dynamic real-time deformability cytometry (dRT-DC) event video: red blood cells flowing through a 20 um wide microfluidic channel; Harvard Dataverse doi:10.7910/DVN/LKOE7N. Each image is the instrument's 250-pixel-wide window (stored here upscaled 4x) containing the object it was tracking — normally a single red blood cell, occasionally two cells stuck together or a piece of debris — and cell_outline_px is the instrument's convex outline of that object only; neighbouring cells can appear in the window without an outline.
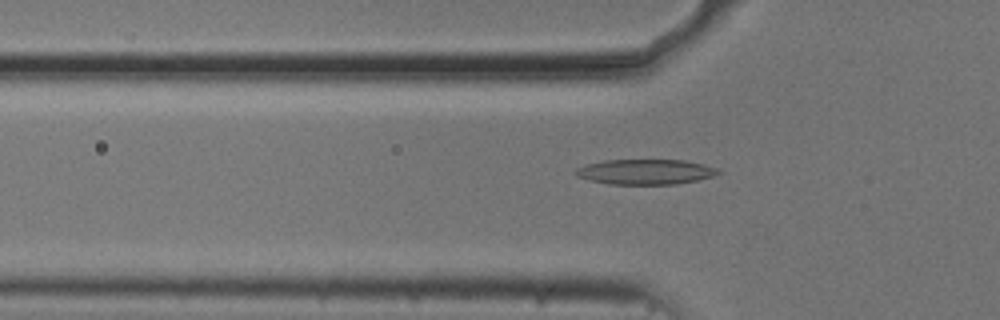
{"species": "common noctule bat (a hibernating species)", "species_latin": "Nyctalus noctula", "temperature_condition": "cold", "stored_images_in_passage": 35, "camera_frame_rate_fps": 3000, "um_per_image_px": 0.085, "animal": {"sex": "male", "body_mass_g": 20.5, "forearm_length_mm": 52.5}, "frame": {"image": 1, "passage_image": 12, "time_ms": 3.667, "image_size_px": [1000, 320], "cell_outline_px": [[724, 172], [712, 176], [696, 180], [676, 184], [612, 184], [588, 180], [576, 176], [572, 172], [576, 168], [584, 164], [604, 160], [684, 160], [704, 164], [716, 168]], "centroid_in_image_um": [54.82, 14.6], "position_along_channel_um": 71.0, "area_um2": 21.04}}
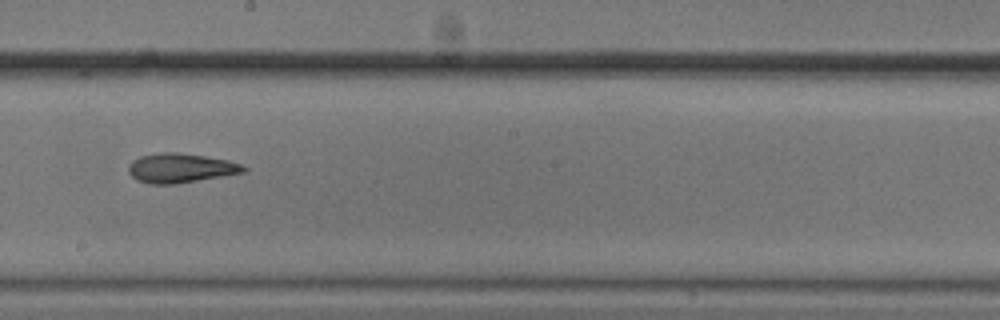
{"frame": {"image": 2, "passage_image": 25, "time_ms": 8.0, "image_size_px": [1000, 320], "cell_outline_px": [[248, 168], [244, 172], [176, 184], [152, 184], [136, 180], [128, 172], [128, 164], [132, 160], [140, 156], [160, 152], [176, 152], [204, 156], [228, 160], [240, 164]], "centroid_in_image_um": [15.3, 14.28], "position_along_channel_um": 232.9, "area_um2": 19.65}}
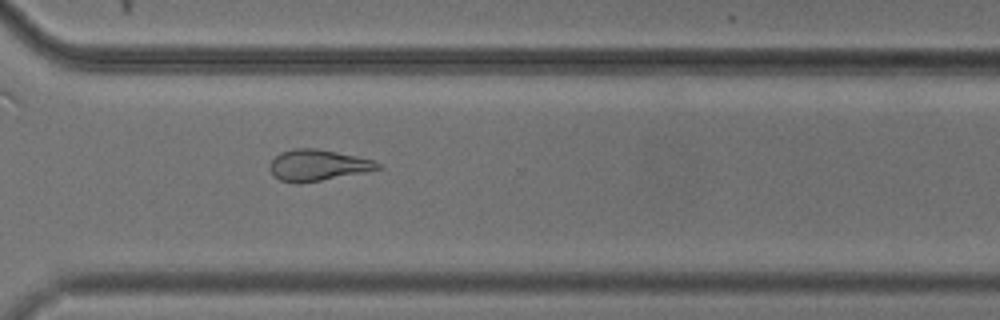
{"frame": {"image": 3, "passage_image": 34, "time_ms": 11.0, "image_size_px": [1000, 320], "cell_outline_px": [[384, 168], [364, 172], [300, 184], [296, 184], [280, 180], [272, 176], [268, 168], [272, 160], [280, 152], [296, 148], [316, 148], [356, 156], [372, 160], [380, 164]], "centroid_in_image_um": [26.96, 14.05], "position_along_channel_um": 343.6, "area_um2": 19.65}}